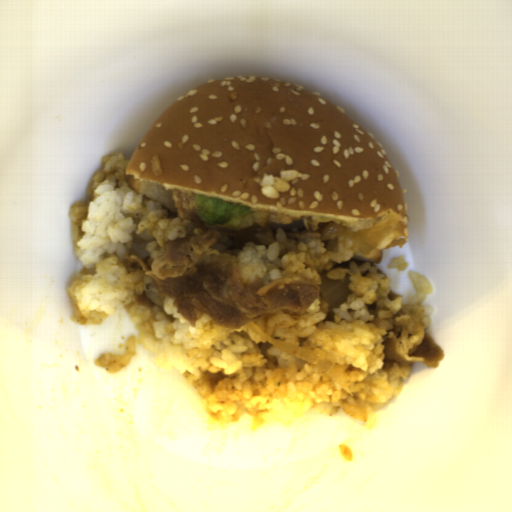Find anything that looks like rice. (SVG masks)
<instances>
[{
  "label": "rice",
  "mask_w": 512,
  "mask_h": 512,
  "mask_svg": "<svg viewBox=\"0 0 512 512\" xmlns=\"http://www.w3.org/2000/svg\"><path fill=\"white\" fill-rule=\"evenodd\" d=\"M423 309H424V314H423L422 321H423V324L426 327H429L430 321H431V316H432L434 311H433V309H432V307L430 305L423 306Z\"/></svg>",
  "instance_id": "e3fd555f"
},
{
  "label": "rice",
  "mask_w": 512,
  "mask_h": 512,
  "mask_svg": "<svg viewBox=\"0 0 512 512\" xmlns=\"http://www.w3.org/2000/svg\"><path fill=\"white\" fill-rule=\"evenodd\" d=\"M408 267V263L405 261L404 255H399L396 258H392L391 262L387 265V268L390 269H398L399 272L406 271Z\"/></svg>",
  "instance_id": "acb35da6"
},
{
  "label": "rice",
  "mask_w": 512,
  "mask_h": 512,
  "mask_svg": "<svg viewBox=\"0 0 512 512\" xmlns=\"http://www.w3.org/2000/svg\"><path fill=\"white\" fill-rule=\"evenodd\" d=\"M395 234L391 232L383 241H381L373 250L385 249L393 240Z\"/></svg>",
  "instance_id": "a3056103"
},
{
  "label": "rice",
  "mask_w": 512,
  "mask_h": 512,
  "mask_svg": "<svg viewBox=\"0 0 512 512\" xmlns=\"http://www.w3.org/2000/svg\"><path fill=\"white\" fill-rule=\"evenodd\" d=\"M408 278L414 288V294H410L407 302L421 306L425 298L433 294L434 290L426 277L414 271H409Z\"/></svg>",
  "instance_id": "8eca5e8b"
},
{
  "label": "rice",
  "mask_w": 512,
  "mask_h": 512,
  "mask_svg": "<svg viewBox=\"0 0 512 512\" xmlns=\"http://www.w3.org/2000/svg\"><path fill=\"white\" fill-rule=\"evenodd\" d=\"M338 450L344 461H353V455L351 449L347 445L339 444Z\"/></svg>",
  "instance_id": "b023fe2a"
},
{
  "label": "rice",
  "mask_w": 512,
  "mask_h": 512,
  "mask_svg": "<svg viewBox=\"0 0 512 512\" xmlns=\"http://www.w3.org/2000/svg\"><path fill=\"white\" fill-rule=\"evenodd\" d=\"M128 163L122 151L104 156L86 198L68 213L72 250L83 265L67 289L72 322L102 325L122 305L137 332L126 341L123 354L101 353L94 365L114 374L140 344L159 368L176 369L185 379L201 402L209 430H223L241 416L249 417L254 432L265 424L290 427L310 411L325 417L343 413L373 429L376 410L398 397L412 368L393 363L383 371L387 332L376 326L375 318H392L404 305L391 280L376 265L358 266V249L341 235L303 240L298 254L279 257L277 242L235 248L233 234L217 231L210 248L236 258L246 284L288 273L322 284L320 273L326 271L328 279L345 282L350 293L336 308L321 293L302 315H265L253 322L278 342L327 359V370L260 337L251 324L225 327L194 309L192 328L173 306L174 297L161 296L141 269L126 267L132 254L157 259L167 243L186 237L185 228L192 223L132 189L125 177ZM144 290L156 303L151 309L135 304Z\"/></svg>",
  "instance_id": "652b925c"
},
{
  "label": "rice",
  "mask_w": 512,
  "mask_h": 512,
  "mask_svg": "<svg viewBox=\"0 0 512 512\" xmlns=\"http://www.w3.org/2000/svg\"><path fill=\"white\" fill-rule=\"evenodd\" d=\"M299 172L295 170H283L279 175L265 174L259 183L262 195L277 199L282 192H287L290 187V181L297 178Z\"/></svg>",
  "instance_id": "023b6e5f"
}]
</instances>
